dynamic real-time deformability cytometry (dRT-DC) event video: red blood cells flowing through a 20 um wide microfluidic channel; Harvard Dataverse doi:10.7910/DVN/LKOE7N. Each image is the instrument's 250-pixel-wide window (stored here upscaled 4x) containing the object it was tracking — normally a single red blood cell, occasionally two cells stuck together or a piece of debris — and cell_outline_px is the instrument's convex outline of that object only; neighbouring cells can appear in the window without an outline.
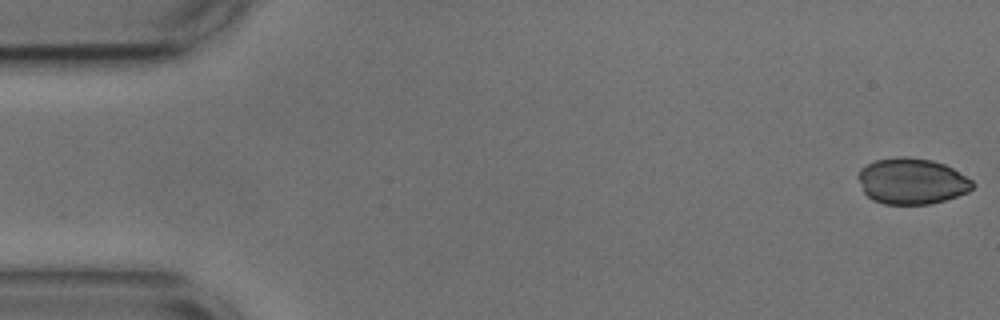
{"species": "common noctule bat (a hibernating species)", "species_latin": "Nyctalus noctula", "temperature_condition": "cold", "stored_images_in_passage": 54, "camera_frame_rate_fps": 3000, "um_per_image_px": 0.085, "animal": {"sex": "male", "body_mass_g": 17.9, "forearm_length_mm": 54.2}, "frame": {"image": 1, "passage_image": 1, "time_ms": 0.0, "image_size_px": [1000, 320], "cell_outline_px": [[976, 184], [968, 192], [944, 200], [928, 204], [884, 204], [872, 200], [864, 192], [856, 176], [860, 168], [876, 160], [896, 156], [908, 156], [932, 160], [944, 164], [952, 168], [972, 180]], "centroid_in_image_um": [77.48, 15.39], "position_along_channel_um": 7.5, "area_um2": 30.81}}
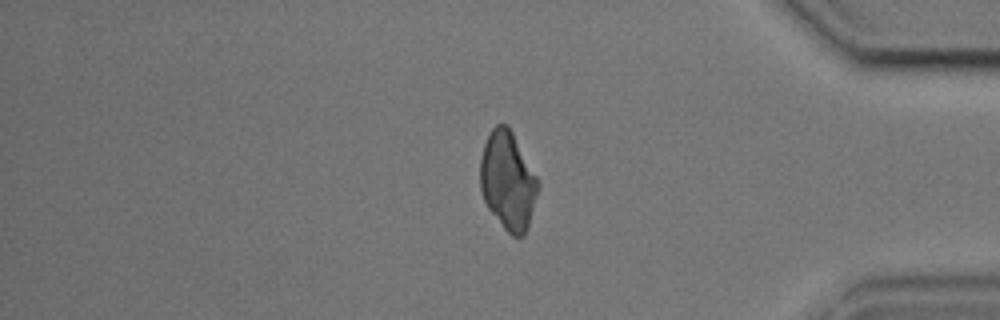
{"frame": {"image": 2, "passage_image": 45, "time_ms": 14.667, "image_size_px": [1000, 320], "cell_outline_px": [[540, 188], [528, 228], [524, 236], [512, 236], [504, 228], [488, 208], [484, 200], [480, 188], [480, 160], [484, 144], [492, 128], [496, 124], [508, 124], [540, 180]], "centroid_in_image_um": [43.2, 15.36], "position_along_channel_um": 392.0, "area_um2": 33.52}}
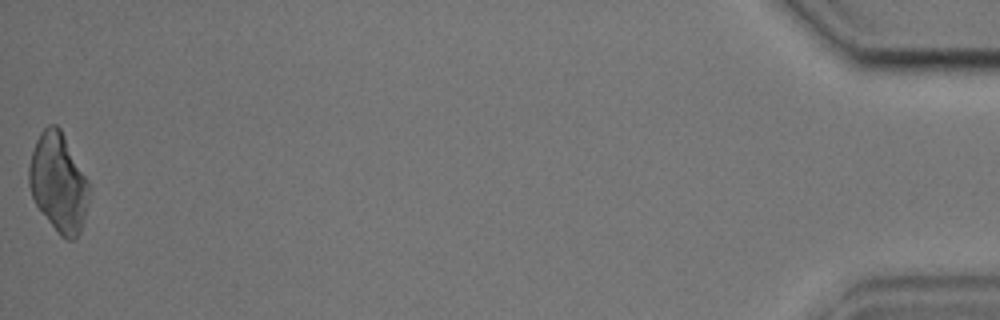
{"frame": {"image": 3, "passage_image": 54, "time_ms": 17.667, "image_size_px": [1000, 320], "cell_outline_px": [[88, 204], [80, 232], [72, 240], [68, 240], [60, 236], [36, 204], [32, 196], [28, 184], [28, 168], [32, 152], [36, 140], [40, 132], [48, 124], [56, 124], [60, 128], [88, 180]], "centroid_in_image_um": [4.95, 15.51], "position_along_channel_um": 430.2, "area_um2": 34.22}}